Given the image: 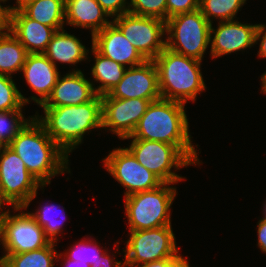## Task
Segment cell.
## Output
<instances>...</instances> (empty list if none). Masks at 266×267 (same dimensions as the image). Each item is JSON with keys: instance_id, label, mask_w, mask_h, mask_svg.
Segmentation results:
<instances>
[{"instance_id": "1", "label": "cell", "mask_w": 266, "mask_h": 267, "mask_svg": "<svg viewBox=\"0 0 266 267\" xmlns=\"http://www.w3.org/2000/svg\"><path fill=\"white\" fill-rule=\"evenodd\" d=\"M185 104L159 99L151 102L130 137L132 140H152L178 146L194 163L201 162L192 145Z\"/></svg>"}, {"instance_id": "2", "label": "cell", "mask_w": 266, "mask_h": 267, "mask_svg": "<svg viewBox=\"0 0 266 267\" xmlns=\"http://www.w3.org/2000/svg\"><path fill=\"white\" fill-rule=\"evenodd\" d=\"M24 162L26 169L42 185L50 179L70 173L68 155L46 133L43 125L33 117L8 145Z\"/></svg>"}, {"instance_id": "3", "label": "cell", "mask_w": 266, "mask_h": 267, "mask_svg": "<svg viewBox=\"0 0 266 267\" xmlns=\"http://www.w3.org/2000/svg\"><path fill=\"white\" fill-rule=\"evenodd\" d=\"M44 116L34 115L51 139L69 156L85 133L102 128V98L75 106L41 107Z\"/></svg>"}, {"instance_id": "4", "label": "cell", "mask_w": 266, "mask_h": 267, "mask_svg": "<svg viewBox=\"0 0 266 267\" xmlns=\"http://www.w3.org/2000/svg\"><path fill=\"white\" fill-rule=\"evenodd\" d=\"M158 72L159 91L162 99L187 103L195 101L206 86L201 73V62L176 53L165 47L153 60Z\"/></svg>"}, {"instance_id": "5", "label": "cell", "mask_w": 266, "mask_h": 267, "mask_svg": "<svg viewBox=\"0 0 266 267\" xmlns=\"http://www.w3.org/2000/svg\"><path fill=\"white\" fill-rule=\"evenodd\" d=\"M169 185L170 183H162L155 189L124 198L129 231L171 225L170 207L176 198V188Z\"/></svg>"}, {"instance_id": "6", "label": "cell", "mask_w": 266, "mask_h": 267, "mask_svg": "<svg viewBox=\"0 0 266 267\" xmlns=\"http://www.w3.org/2000/svg\"><path fill=\"white\" fill-rule=\"evenodd\" d=\"M210 28L211 24L199 9L172 16L165 21L166 47L202 61L210 44Z\"/></svg>"}, {"instance_id": "7", "label": "cell", "mask_w": 266, "mask_h": 267, "mask_svg": "<svg viewBox=\"0 0 266 267\" xmlns=\"http://www.w3.org/2000/svg\"><path fill=\"white\" fill-rule=\"evenodd\" d=\"M42 186L26 169L21 158L8 146L0 153V203L13 210L27 209Z\"/></svg>"}, {"instance_id": "8", "label": "cell", "mask_w": 266, "mask_h": 267, "mask_svg": "<svg viewBox=\"0 0 266 267\" xmlns=\"http://www.w3.org/2000/svg\"><path fill=\"white\" fill-rule=\"evenodd\" d=\"M135 159L163 183L175 184L184 178L176 170L195 163L178 147L152 140H132L126 147ZM173 171V172H172Z\"/></svg>"}, {"instance_id": "9", "label": "cell", "mask_w": 266, "mask_h": 267, "mask_svg": "<svg viewBox=\"0 0 266 267\" xmlns=\"http://www.w3.org/2000/svg\"><path fill=\"white\" fill-rule=\"evenodd\" d=\"M126 241L124 267H136L179 255L172 226L129 231Z\"/></svg>"}, {"instance_id": "10", "label": "cell", "mask_w": 266, "mask_h": 267, "mask_svg": "<svg viewBox=\"0 0 266 267\" xmlns=\"http://www.w3.org/2000/svg\"><path fill=\"white\" fill-rule=\"evenodd\" d=\"M10 213L6 210L0 214L1 244L5 254L35 251L51 242L29 212Z\"/></svg>"}, {"instance_id": "11", "label": "cell", "mask_w": 266, "mask_h": 267, "mask_svg": "<svg viewBox=\"0 0 266 267\" xmlns=\"http://www.w3.org/2000/svg\"><path fill=\"white\" fill-rule=\"evenodd\" d=\"M112 22L146 60H154L166 47L165 21L130 12L115 17Z\"/></svg>"}, {"instance_id": "12", "label": "cell", "mask_w": 266, "mask_h": 267, "mask_svg": "<svg viewBox=\"0 0 266 267\" xmlns=\"http://www.w3.org/2000/svg\"><path fill=\"white\" fill-rule=\"evenodd\" d=\"M108 173L118 181L126 192L124 196L152 190L163 182L143 167L127 148H116L102 161Z\"/></svg>"}, {"instance_id": "13", "label": "cell", "mask_w": 266, "mask_h": 267, "mask_svg": "<svg viewBox=\"0 0 266 267\" xmlns=\"http://www.w3.org/2000/svg\"><path fill=\"white\" fill-rule=\"evenodd\" d=\"M102 98V129L118 135L122 140L130 137L151 103L146 99H118L107 94Z\"/></svg>"}, {"instance_id": "14", "label": "cell", "mask_w": 266, "mask_h": 267, "mask_svg": "<svg viewBox=\"0 0 266 267\" xmlns=\"http://www.w3.org/2000/svg\"><path fill=\"white\" fill-rule=\"evenodd\" d=\"M118 99H146L150 102L161 99L158 72L153 60L127 67L123 78L107 94Z\"/></svg>"}, {"instance_id": "15", "label": "cell", "mask_w": 266, "mask_h": 267, "mask_svg": "<svg viewBox=\"0 0 266 267\" xmlns=\"http://www.w3.org/2000/svg\"><path fill=\"white\" fill-rule=\"evenodd\" d=\"M218 24L217 29H214L212 24L210 28V52L212 58L245 50L255 45L258 24H243L235 20L219 21Z\"/></svg>"}, {"instance_id": "16", "label": "cell", "mask_w": 266, "mask_h": 267, "mask_svg": "<svg viewBox=\"0 0 266 267\" xmlns=\"http://www.w3.org/2000/svg\"><path fill=\"white\" fill-rule=\"evenodd\" d=\"M92 46L103 56L124 67L127 64L128 68L137 66L146 61L113 22L92 37Z\"/></svg>"}, {"instance_id": "17", "label": "cell", "mask_w": 266, "mask_h": 267, "mask_svg": "<svg viewBox=\"0 0 266 267\" xmlns=\"http://www.w3.org/2000/svg\"><path fill=\"white\" fill-rule=\"evenodd\" d=\"M96 95L94 83L86 79L81 70L74 69L64 77L59 76L50 97L41 107L80 105Z\"/></svg>"}, {"instance_id": "18", "label": "cell", "mask_w": 266, "mask_h": 267, "mask_svg": "<svg viewBox=\"0 0 266 267\" xmlns=\"http://www.w3.org/2000/svg\"><path fill=\"white\" fill-rule=\"evenodd\" d=\"M29 87L40 97L31 96L39 106L50 97L60 76L56 67L43 53L28 54L21 69Z\"/></svg>"}, {"instance_id": "19", "label": "cell", "mask_w": 266, "mask_h": 267, "mask_svg": "<svg viewBox=\"0 0 266 267\" xmlns=\"http://www.w3.org/2000/svg\"><path fill=\"white\" fill-rule=\"evenodd\" d=\"M9 31L28 54L44 53L56 30L29 18L23 11L9 16Z\"/></svg>"}, {"instance_id": "20", "label": "cell", "mask_w": 266, "mask_h": 267, "mask_svg": "<svg viewBox=\"0 0 266 267\" xmlns=\"http://www.w3.org/2000/svg\"><path fill=\"white\" fill-rule=\"evenodd\" d=\"M108 17L96 0H65V22L74 27L89 28L92 37L112 23Z\"/></svg>"}, {"instance_id": "21", "label": "cell", "mask_w": 266, "mask_h": 267, "mask_svg": "<svg viewBox=\"0 0 266 267\" xmlns=\"http://www.w3.org/2000/svg\"><path fill=\"white\" fill-rule=\"evenodd\" d=\"M89 50L80 42V40L65 32L64 28L57 30L46 51L43 53L55 66L57 62L77 64L78 62L87 60Z\"/></svg>"}, {"instance_id": "22", "label": "cell", "mask_w": 266, "mask_h": 267, "mask_svg": "<svg viewBox=\"0 0 266 267\" xmlns=\"http://www.w3.org/2000/svg\"><path fill=\"white\" fill-rule=\"evenodd\" d=\"M91 49L95 57V64L92 67L91 74L94 78L93 80L99 82V84L101 83L98 88H95V92L97 95L102 96L108 94L120 82L127 68L103 56L93 46Z\"/></svg>"}, {"instance_id": "23", "label": "cell", "mask_w": 266, "mask_h": 267, "mask_svg": "<svg viewBox=\"0 0 266 267\" xmlns=\"http://www.w3.org/2000/svg\"><path fill=\"white\" fill-rule=\"evenodd\" d=\"M23 12L56 31L63 29L65 24V0H32Z\"/></svg>"}, {"instance_id": "24", "label": "cell", "mask_w": 266, "mask_h": 267, "mask_svg": "<svg viewBox=\"0 0 266 267\" xmlns=\"http://www.w3.org/2000/svg\"><path fill=\"white\" fill-rule=\"evenodd\" d=\"M28 53L19 40L7 31L0 34V74L12 77L20 71Z\"/></svg>"}, {"instance_id": "25", "label": "cell", "mask_w": 266, "mask_h": 267, "mask_svg": "<svg viewBox=\"0 0 266 267\" xmlns=\"http://www.w3.org/2000/svg\"><path fill=\"white\" fill-rule=\"evenodd\" d=\"M55 244L56 242H50L44 248L23 252L19 254H5L3 267H54L55 258L62 256L57 253Z\"/></svg>"}, {"instance_id": "26", "label": "cell", "mask_w": 266, "mask_h": 267, "mask_svg": "<svg viewBox=\"0 0 266 267\" xmlns=\"http://www.w3.org/2000/svg\"><path fill=\"white\" fill-rule=\"evenodd\" d=\"M247 0H199V10L212 24L213 18L220 22L234 20Z\"/></svg>"}, {"instance_id": "27", "label": "cell", "mask_w": 266, "mask_h": 267, "mask_svg": "<svg viewBox=\"0 0 266 267\" xmlns=\"http://www.w3.org/2000/svg\"><path fill=\"white\" fill-rule=\"evenodd\" d=\"M32 118L24 119L22 110L0 111V143L8 146Z\"/></svg>"}, {"instance_id": "28", "label": "cell", "mask_w": 266, "mask_h": 267, "mask_svg": "<svg viewBox=\"0 0 266 267\" xmlns=\"http://www.w3.org/2000/svg\"><path fill=\"white\" fill-rule=\"evenodd\" d=\"M19 91L12 77L0 74V111L22 110L30 102Z\"/></svg>"}, {"instance_id": "29", "label": "cell", "mask_w": 266, "mask_h": 267, "mask_svg": "<svg viewBox=\"0 0 266 267\" xmlns=\"http://www.w3.org/2000/svg\"><path fill=\"white\" fill-rule=\"evenodd\" d=\"M60 207V205L56 207V205L47 204L45 206L40 207V209H38L35 213H30L34 217L36 222L43 228L45 236L51 242H56L58 240L56 237L59 236L64 223L63 219L59 222V220H54V217H52ZM64 209L65 208L63 207L61 208V210L59 209L62 214L64 213ZM52 212L53 214H51ZM62 217H66L65 214H63Z\"/></svg>"}, {"instance_id": "30", "label": "cell", "mask_w": 266, "mask_h": 267, "mask_svg": "<svg viewBox=\"0 0 266 267\" xmlns=\"http://www.w3.org/2000/svg\"><path fill=\"white\" fill-rule=\"evenodd\" d=\"M97 245L98 244L95 241L81 240L77 244L72 245V247L68 250L69 252L65 253V256L70 260L81 261V263H87L92 266L106 251V249L102 251V249Z\"/></svg>"}, {"instance_id": "31", "label": "cell", "mask_w": 266, "mask_h": 267, "mask_svg": "<svg viewBox=\"0 0 266 267\" xmlns=\"http://www.w3.org/2000/svg\"><path fill=\"white\" fill-rule=\"evenodd\" d=\"M129 2L128 12L132 14L167 20V0H130Z\"/></svg>"}, {"instance_id": "32", "label": "cell", "mask_w": 266, "mask_h": 267, "mask_svg": "<svg viewBox=\"0 0 266 267\" xmlns=\"http://www.w3.org/2000/svg\"><path fill=\"white\" fill-rule=\"evenodd\" d=\"M167 19L172 16L189 13L199 9V0H167Z\"/></svg>"}, {"instance_id": "33", "label": "cell", "mask_w": 266, "mask_h": 267, "mask_svg": "<svg viewBox=\"0 0 266 267\" xmlns=\"http://www.w3.org/2000/svg\"><path fill=\"white\" fill-rule=\"evenodd\" d=\"M102 9L112 17L121 16L129 11V2L127 0H96ZM126 4H128L126 6Z\"/></svg>"}, {"instance_id": "34", "label": "cell", "mask_w": 266, "mask_h": 267, "mask_svg": "<svg viewBox=\"0 0 266 267\" xmlns=\"http://www.w3.org/2000/svg\"><path fill=\"white\" fill-rule=\"evenodd\" d=\"M136 267H190V265L188 260L179 254L173 258H167L150 263H145Z\"/></svg>"}, {"instance_id": "35", "label": "cell", "mask_w": 266, "mask_h": 267, "mask_svg": "<svg viewBox=\"0 0 266 267\" xmlns=\"http://www.w3.org/2000/svg\"><path fill=\"white\" fill-rule=\"evenodd\" d=\"M261 39V41H260ZM260 41L258 56L266 58V25L258 24L255 34V42Z\"/></svg>"}, {"instance_id": "36", "label": "cell", "mask_w": 266, "mask_h": 267, "mask_svg": "<svg viewBox=\"0 0 266 267\" xmlns=\"http://www.w3.org/2000/svg\"><path fill=\"white\" fill-rule=\"evenodd\" d=\"M106 250L99 259L90 267H124V262L116 261L114 258L110 257V253Z\"/></svg>"}, {"instance_id": "37", "label": "cell", "mask_w": 266, "mask_h": 267, "mask_svg": "<svg viewBox=\"0 0 266 267\" xmlns=\"http://www.w3.org/2000/svg\"><path fill=\"white\" fill-rule=\"evenodd\" d=\"M258 246L261 251L266 253V219H260L258 222Z\"/></svg>"}, {"instance_id": "38", "label": "cell", "mask_w": 266, "mask_h": 267, "mask_svg": "<svg viewBox=\"0 0 266 267\" xmlns=\"http://www.w3.org/2000/svg\"><path fill=\"white\" fill-rule=\"evenodd\" d=\"M6 30L9 31V15L0 3V34L7 32Z\"/></svg>"}, {"instance_id": "39", "label": "cell", "mask_w": 266, "mask_h": 267, "mask_svg": "<svg viewBox=\"0 0 266 267\" xmlns=\"http://www.w3.org/2000/svg\"><path fill=\"white\" fill-rule=\"evenodd\" d=\"M32 0H16L17 5L14 7L10 6H5L8 15H12L17 12L23 11L30 3Z\"/></svg>"}, {"instance_id": "40", "label": "cell", "mask_w": 266, "mask_h": 267, "mask_svg": "<svg viewBox=\"0 0 266 267\" xmlns=\"http://www.w3.org/2000/svg\"><path fill=\"white\" fill-rule=\"evenodd\" d=\"M64 259L65 260H63V261L65 262L64 264L66 267H90L89 264L81 263V261L70 260L67 257L66 258L64 257Z\"/></svg>"}, {"instance_id": "41", "label": "cell", "mask_w": 266, "mask_h": 267, "mask_svg": "<svg viewBox=\"0 0 266 267\" xmlns=\"http://www.w3.org/2000/svg\"><path fill=\"white\" fill-rule=\"evenodd\" d=\"M261 76H262L261 77V81H262V85H261L262 86V91L261 92L266 94V72Z\"/></svg>"}, {"instance_id": "42", "label": "cell", "mask_w": 266, "mask_h": 267, "mask_svg": "<svg viewBox=\"0 0 266 267\" xmlns=\"http://www.w3.org/2000/svg\"><path fill=\"white\" fill-rule=\"evenodd\" d=\"M263 206H264V209H263L264 217H263V219H266V201H265V204Z\"/></svg>"}, {"instance_id": "43", "label": "cell", "mask_w": 266, "mask_h": 267, "mask_svg": "<svg viewBox=\"0 0 266 267\" xmlns=\"http://www.w3.org/2000/svg\"><path fill=\"white\" fill-rule=\"evenodd\" d=\"M0 242H1V231H0ZM3 262H4V258L1 257V258H0V265H3Z\"/></svg>"}, {"instance_id": "44", "label": "cell", "mask_w": 266, "mask_h": 267, "mask_svg": "<svg viewBox=\"0 0 266 267\" xmlns=\"http://www.w3.org/2000/svg\"><path fill=\"white\" fill-rule=\"evenodd\" d=\"M3 210V205L0 203V212ZM1 214V213H0Z\"/></svg>"}, {"instance_id": "45", "label": "cell", "mask_w": 266, "mask_h": 267, "mask_svg": "<svg viewBox=\"0 0 266 267\" xmlns=\"http://www.w3.org/2000/svg\"><path fill=\"white\" fill-rule=\"evenodd\" d=\"M3 147L4 146L0 143V153H1Z\"/></svg>"}]
</instances>
